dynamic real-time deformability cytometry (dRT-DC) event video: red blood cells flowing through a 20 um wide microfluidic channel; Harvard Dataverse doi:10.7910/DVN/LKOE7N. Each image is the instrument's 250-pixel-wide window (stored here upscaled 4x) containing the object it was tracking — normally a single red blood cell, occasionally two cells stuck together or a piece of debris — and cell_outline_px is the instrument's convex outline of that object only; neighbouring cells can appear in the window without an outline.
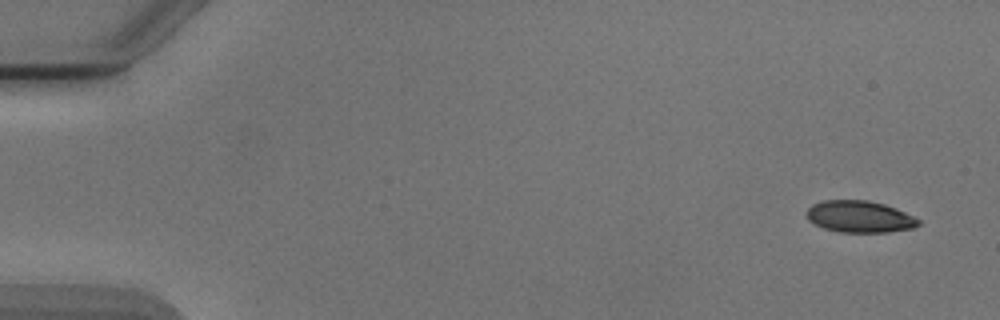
{"species": "Egyptian fruit bat (a non-hibernating species)", "species_latin": "Rousettus aegyptiacus", "temperature_condition": "cold", "stored_images_in_passage": 5, "camera_frame_rate_fps": 3000, "um_per_image_px": 0.085, "animal": {"sex": "male"}, "frame": {"image": 1, "passage_image": 1, "time_ms": 0.0, "image_size_px": [1000, 320], "cell_outline_px": [[920, 224], [912, 228], [888, 232], [840, 232], [824, 228], [808, 220], [808, 208], [812, 204], [824, 200], [868, 200], [884, 204], [896, 208], [920, 220]], "centroid_in_image_um": [73.07, 18.41], "position_along_channel_um": 11.9, "area_um2": 20.52}}